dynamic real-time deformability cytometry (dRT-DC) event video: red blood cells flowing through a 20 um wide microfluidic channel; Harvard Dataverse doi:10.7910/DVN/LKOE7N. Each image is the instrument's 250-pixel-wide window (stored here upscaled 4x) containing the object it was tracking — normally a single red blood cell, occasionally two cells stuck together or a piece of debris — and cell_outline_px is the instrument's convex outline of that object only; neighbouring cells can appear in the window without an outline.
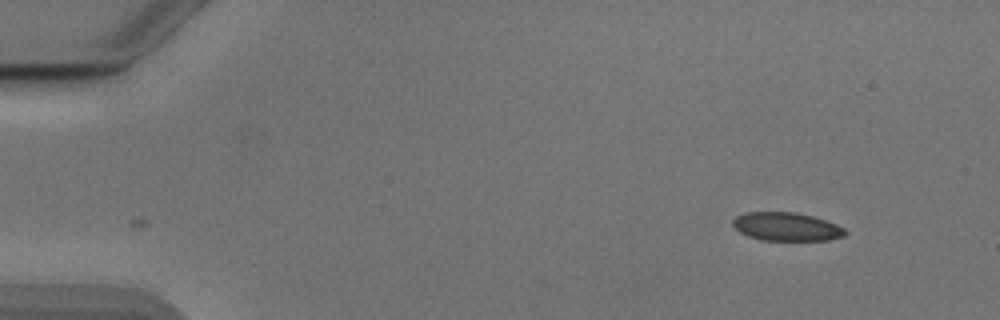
{"species": "Egyptian fruit bat (a non-hibernating species)", "species_latin": "Rousettus aegyptiacus", "temperature_condition": "cold", "stored_images_in_passage": 4, "camera_frame_rate_fps": 3000, "um_per_image_px": 0.085, "animal": {"sex": "male"}, "frame": {"image": 1, "passage_image": 1, "time_ms": 0.0, "image_size_px": [1000, 320], "cell_outline_px": [[848, 232], [844, 236], [828, 240], [764, 240], [748, 236], [740, 232], [732, 224], [732, 220], [736, 216], [744, 212], [796, 212], [812, 216], [836, 224], [844, 228]], "centroid_in_image_um": [66.85, 19.26], "position_along_channel_um": 18.2, "area_um2": 18.55}}